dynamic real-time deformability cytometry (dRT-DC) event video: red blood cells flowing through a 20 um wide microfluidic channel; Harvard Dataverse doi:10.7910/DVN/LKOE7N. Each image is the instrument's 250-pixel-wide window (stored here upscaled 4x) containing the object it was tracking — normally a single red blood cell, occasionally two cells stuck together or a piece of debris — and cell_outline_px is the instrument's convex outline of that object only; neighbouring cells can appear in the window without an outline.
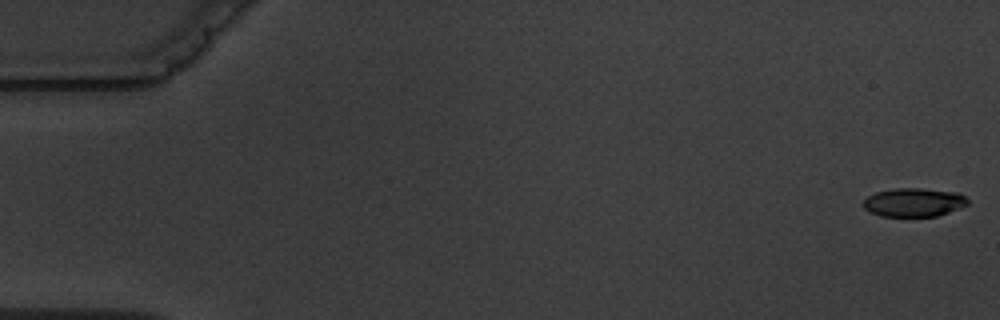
{"species": "common noctule bat (a hibernating species)", "species_latin": "Nyctalus noctula", "temperature_condition": "warm", "stored_images_in_passage": 6, "camera_frame_rate_fps": 3000, "um_per_image_px": 0.085, "animal": {"sex": "male", "body_mass_g": 19.5, "forearm_length_mm": 54.6}, "frame": {"image": 1, "passage_image": 1, "time_ms": 0.0, "image_size_px": [1000, 320], "cell_outline_px": [[968, 204], [960, 208], [936, 216], [880, 216], [864, 208], [864, 200], [868, 196], [876, 192], [896, 188], [920, 188], [956, 192], [964, 196], [968, 200]], "centroid_in_image_um": [77.68, 17.19], "position_along_channel_um": 7.3, "area_um2": 17.22}}
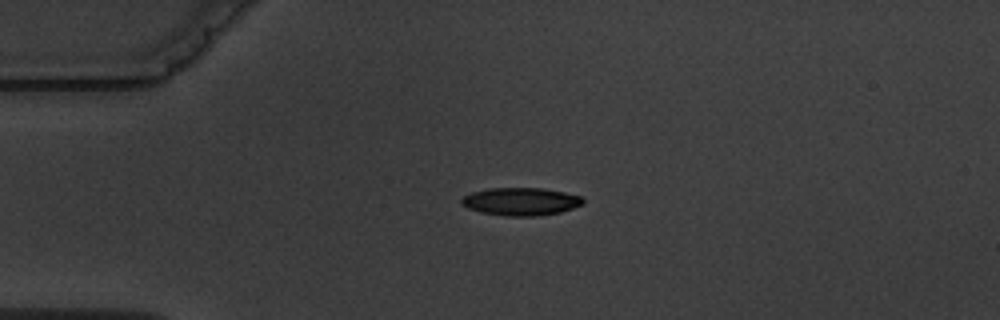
{"frame": {"image": 2, "passage_image": 4, "time_ms": 4.333, "image_size_px": [1000, 320], "cell_outline_px": [[584, 204], [560, 212], [536, 216], [504, 216], [480, 212], [468, 208], [460, 204], [460, 200], [464, 196], [472, 192], [488, 188], [544, 188], [564, 192], [580, 196], [584, 200]], "centroid_in_image_um": [44.25, 17.13], "position_along_channel_um": 40.8, "area_um2": 19.77}}
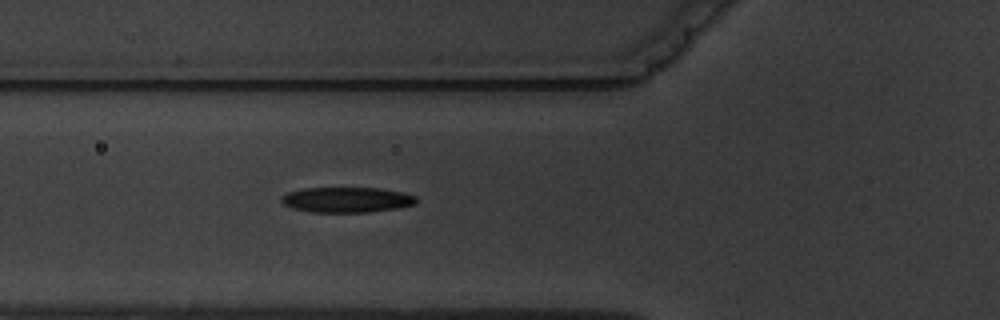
{"frame": {"image": 3, "passage_image": 6, "time_ms": 6.667, "image_size_px": [1000, 320], "cell_outline_px": [[416, 204], [396, 208], [368, 212], [312, 212], [292, 208], [284, 204], [280, 200], [288, 192], [300, 188], [380, 188], [404, 192], [416, 196]], "centroid_in_image_um": [29.49, 16.97], "position_along_channel_um": 96.3, "area_um2": 19.88}}